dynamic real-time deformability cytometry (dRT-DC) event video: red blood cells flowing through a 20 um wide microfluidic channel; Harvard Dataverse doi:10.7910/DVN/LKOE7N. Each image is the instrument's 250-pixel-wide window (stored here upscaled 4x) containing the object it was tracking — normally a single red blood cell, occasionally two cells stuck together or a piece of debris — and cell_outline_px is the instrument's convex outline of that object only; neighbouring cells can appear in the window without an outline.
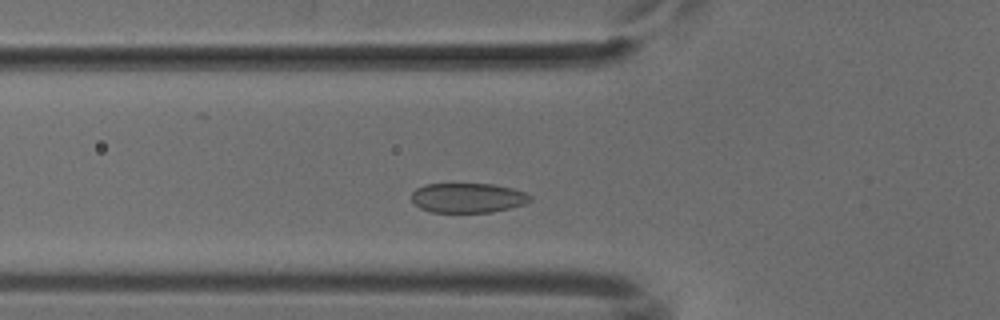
{"species": "common noctule bat (a hibernating species)", "species_latin": "Nyctalus noctula", "temperature_condition": "cold", "stored_images_in_passage": 46, "segment_of_instrument_passage": [1, 2], "camera_frame_rate_fps": 3000, "um_per_image_px": 0.085, "animal": {"sex": "male", "body_mass_g": 18.8}, "frame": {"image": 1, "passage_image": 10, "time_ms": 3.0, "image_size_px": [1000, 320], "cell_outline_px": [[532, 200], [524, 204], [492, 212], [432, 212], [420, 208], [412, 200], [412, 192], [416, 188], [424, 184], [492, 184], [512, 188], [524, 192], [532, 196]], "centroid_in_image_um": [39.76, 16.81], "position_along_channel_um": 86.0, "area_um2": 20.46}}
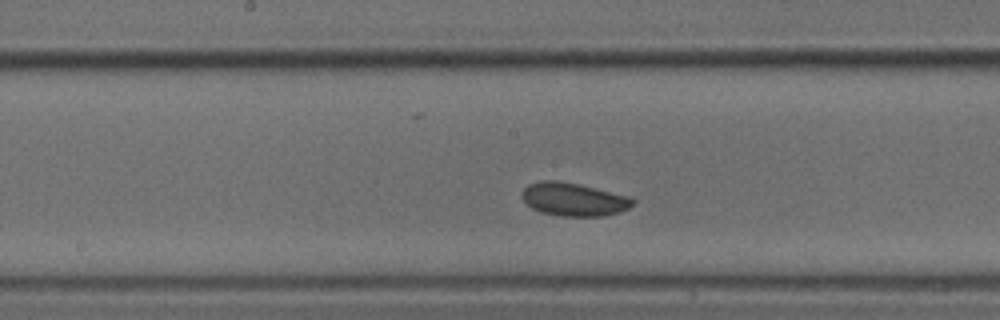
{"frame": {"image": 2, "passage_image": 19, "time_ms": 6.0, "image_size_px": [1000, 320], "cell_outline_px": [[636, 200], [628, 208], [620, 212], [604, 216], [560, 216], [540, 212], [532, 208], [520, 196], [520, 192], [528, 184], [540, 180], [556, 180], [576, 184], [628, 196]], "centroid_in_image_um": [48.71, 16.95], "position_along_channel_um": 199.5, "area_um2": 21.33}}
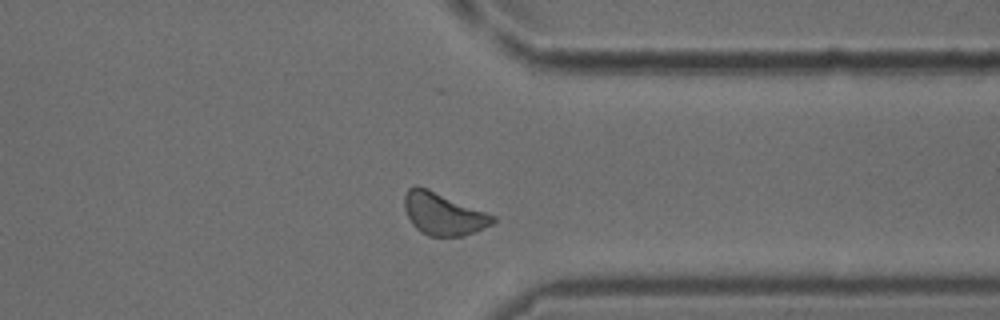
{"frame": {"image": 3, "passage_image": 33, "time_ms": 10.667, "image_size_px": [1000, 320], "cell_outline_px": [[496, 220], [492, 224], [464, 236], [428, 236], [420, 232], [412, 224], [404, 208], [404, 196], [408, 188], [416, 184], [428, 188], [496, 216]], "centroid_in_image_um": [37.65, 18.17], "position_along_channel_um": 373.7, "area_um2": 21.85}}